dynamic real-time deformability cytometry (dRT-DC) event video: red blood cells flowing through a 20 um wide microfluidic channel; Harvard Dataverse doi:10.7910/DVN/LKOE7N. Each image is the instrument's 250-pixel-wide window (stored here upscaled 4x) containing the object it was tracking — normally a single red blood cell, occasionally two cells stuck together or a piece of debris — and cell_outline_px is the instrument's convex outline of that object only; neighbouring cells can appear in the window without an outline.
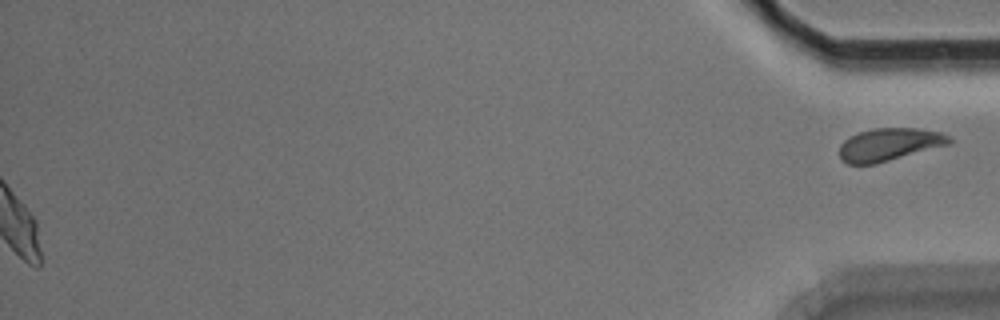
{"species": "Egyptian fruit bat (a non-hibernating species)", "species_latin": "Rousettus aegyptiacus", "temperature_condition": "room temperature", "stored_images_in_passage": 46, "segment_of_instrument_passage": [2, 2], "camera_frame_rate_fps": 3000, "um_per_image_px": 0.085, "animal": {"sex": "male"}, "frame": {"image": 1, "passage_image": 46, "time_ms": 15.0, "image_size_px": [1000, 320], "cell_outline_px": [[952, 144], [876, 164], [848, 164], [840, 160], [840, 144], [848, 136], [872, 128], [916, 128], [940, 132], [952, 136]], "centroid_in_image_um": [75.61, 12.28], "position_along_channel_um": 359.6, "area_um2": 21.27}}